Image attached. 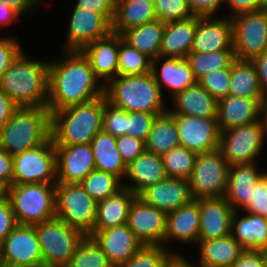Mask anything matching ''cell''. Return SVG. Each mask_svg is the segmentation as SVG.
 Listing matches in <instances>:
<instances>
[{"label":"cell","mask_w":267,"mask_h":267,"mask_svg":"<svg viewBox=\"0 0 267 267\" xmlns=\"http://www.w3.org/2000/svg\"><path fill=\"white\" fill-rule=\"evenodd\" d=\"M64 59L49 61L48 104L50 113L104 96V85L94 74L81 50H65Z\"/></svg>","instance_id":"cell-1"},{"label":"cell","mask_w":267,"mask_h":267,"mask_svg":"<svg viewBox=\"0 0 267 267\" xmlns=\"http://www.w3.org/2000/svg\"><path fill=\"white\" fill-rule=\"evenodd\" d=\"M49 61L31 60L23 51L0 79L1 90L17 105L48 104Z\"/></svg>","instance_id":"cell-2"},{"label":"cell","mask_w":267,"mask_h":267,"mask_svg":"<svg viewBox=\"0 0 267 267\" xmlns=\"http://www.w3.org/2000/svg\"><path fill=\"white\" fill-rule=\"evenodd\" d=\"M104 104L105 95L52 112L51 137L54 144H90L102 130Z\"/></svg>","instance_id":"cell-3"},{"label":"cell","mask_w":267,"mask_h":267,"mask_svg":"<svg viewBox=\"0 0 267 267\" xmlns=\"http://www.w3.org/2000/svg\"><path fill=\"white\" fill-rule=\"evenodd\" d=\"M163 93L152 71L142 75H118L104 86L107 101L127 112L158 115L168 112Z\"/></svg>","instance_id":"cell-4"},{"label":"cell","mask_w":267,"mask_h":267,"mask_svg":"<svg viewBox=\"0 0 267 267\" xmlns=\"http://www.w3.org/2000/svg\"><path fill=\"white\" fill-rule=\"evenodd\" d=\"M51 137V113L47 106H18L0 130V149L10 155L34 148Z\"/></svg>","instance_id":"cell-5"},{"label":"cell","mask_w":267,"mask_h":267,"mask_svg":"<svg viewBox=\"0 0 267 267\" xmlns=\"http://www.w3.org/2000/svg\"><path fill=\"white\" fill-rule=\"evenodd\" d=\"M4 193L18 224L34 226L56 217V184H13Z\"/></svg>","instance_id":"cell-6"},{"label":"cell","mask_w":267,"mask_h":267,"mask_svg":"<svg viewBox=\"0 0 267 267\" xmlns=\"http://www.w3.org/2000/svg\"><path fill=\"white\" fill-rule=\"evenodd\" d=\"M34 226L43 264L50 266L66 267L78 244L86 236L81 230L67 225L57 216Z\"/></svg>","instance_id":"cell-7"},{"label":"cell","mask_w":267,"mask_h":267,"mask_svg":"<svg viewBox=\"0 0 267 267\" xmlns=\"http://www.w3.org/2000/svg\"><path fill=\"white\" fill-rule=\"evenodd\" d=\"M56 216L85 235L93 231L97 202L80 183H56Z\"/></svg>","instance_id":"cell-8"},{"label":"cell","mask_w":267,"mask_h":267,"mask_svg":"<svg viewBox=\"0 0 267 267\" xmlns=\"http://www.w3.org/2000/svg\"><path fill=\"white\" fill-rule=\"evenodd\" d=\"M228 174L229 163L219 148L198 154L188 179L192 198L198 200L223 197L227 189Z\"/></svg>","instance_id":"cell-9"},{"label":"cell","mask_w":267,"mask_h":267,"mask_svg":"<svg viewBox=\"0 0 267 267\" xmlns=\"http://www.w3.org/2000/svg\"><path fill=\"white\" fill-rule=\"evenodd\" d=\"M31 183H57L56 150L52 137L13 156V184Z\"/></svg>","instance_id":"cell-10"},{"label":"cell","mask_w":267,"mask_h":267,"mask_svg":"<svg viewBox=\"0 0 267 267\" xmlns=\"http://www.w3.org/2000/svg\"><path fill=\"white\" fill-rule=\"evenodd\" d=\"M263 118L245 126L220 132L219 149L229 165L255 163L266 141Z\"/></svg>","instance_id":"cell-11"},{"label":"cell","mask_w":267,"mask_h":267,"mask_svg":"<svg viewBox=\"0 0 267 267\" xmlns=\"http://www.w3.org/2000/svg\"><path fill=\"white\" fill-rule=\"evenodd\" d=\"M231 21L235 59L252 61L267 51L266 8L236 15Z\"/></svg>","instance_id":"cell-12"},{"label":"cell","mask_w":267,"mask_h":267,"mask_svg":"<svg viewBox=\"0 0 267 267\" xmlns=\"http://www.w3.org/2000/svg\"><path fill=\"white\" fill-rule=\"evenodd\" d=\"M42 264L35 226L18 224L0 244V267H35Z\"/></svg>","instance_id":"cell-13"},{"label":"cell","mask_w":267,"mask_h":267,"mask_svg":"<svg viewBox=\"0 0 267 267\" xmlns=\"http://www.w3.org/2000/svg\"><path fill=\"white\" fill-rule=\"evenodd\" d=\"M178 129L180 145L197 154L219 148L220 131L217 118L172 114Z\"/></svg>","instance_id":"cell-14"},{"label":"cell","mask_w":267,"mask_h":267,"mask_svg":"<svg viewBox=\"0 0 267 267\" xmlns=\"http://www.w3.org/2000/svg\"><path fill=\"white\" fill-rule=\"evenodd\" d=\"M68 25L63 50H81L85 45L113 32L112 23L104 15L75 6Z\"/></svg>","instance_id":"cell-15"},{"label":"cell","mask_w":267,"mask_h":267,"mask_svg":"<svg viewBox=\"0 0 267 267\" xmlns=\"http://www.w3.org/2000/svg\"><path fill=\"white\" fill-rule=\"evenodd\" d=\"M167 213L136 196L131 203L127 226L144 245L164 246Z\"/></svg>","instance_id":"cell-16"},{"label":"cell","mask_w":267,"mask_h":267,"mask_svg":"<svg viewBox=\"0 0 267 267\" xmlns=\"http://www.w3.org/2000/svg\"><path fill=\"white\" fill-rule=\"evenodd\" d=\"M233 49L231 18L197 16V27L190 53H212Z\"/></svg>","instance_id":"cell-17"},{"label":"cell","mask_w":267,"mask_h":267,"mask_svg":"<svg viewBox=\"0 0 267 267\" xmlns=\"http://www.w3.org/2000/svg\"><path fill=\"white\" fill-rule=\"evenodd\" d=\"M57 183H80L95 161L91 144L55 145Z\"/></svg>","instance_id":"cell-18"},{"label":"cell","mask_w":267,"mask_h":267,"mask_svg":"<svg viewBox=\"0 0 267 267\" xmlns=\"http://www.w3.org/2000/svg\"><path fill=\"white\" fill-rule=\"evenodd\" d=\"M88 236L102 249L113 267L126 263L144 245L127 224L92 231Z\"/></svg>","instance_id":"cell-19"},{"label":"cell","mask_w":267,"mask_h":267,"mask_svg":"<svg viewBox=\"0 0 267 267\" xmlns=\"http://www.w3.org/2000/svg\"><path fill=\"white\" fill-rule=\"evenodd\" d=\"M137 196L166 213L177 210L193 199L187 179L168 176L154 185L147 186Z\"/></svg>","instance_id":"cell-20"},{"label":"cell","mask_w":267,"mask_h":267,"mask_svg":"<svg viewBox=\"0 0 267 267\" xmlns=\"http://www.w3.org/2000/svg\"><path fill=\"white\" fill-rule=\"evenodd\" d=\"M264 99L228 95L218 100L217 124L219 131L249 125L260 120Z\"/></svg>","instance_id":"cell-21"},{"label":"cell","mask_w":267,"mask_h":267,"mask_svg":"<svg viewBox=\"0 0 267 267\" xmlns=\"http://www.w3.org/2000/svg\"><path fill=\"white\" fill-rule=\"evenodd\" d=\"M200 227L198 240H210L231 234L234 209L226 198L199 199Z\"/></svg>","instance_id":"cell-22"},{"label":"cell","mask_w":267,"mask_h":267,"mask_svg":"<svg viewBox=\"0 0 267 267\" xmlns=\"http://www.w3.org/2000/svg\"><path fill=\"white\" fill-rule=\"evenodd\" d=\"M81 51L90 62L96 77L105 86L118 76L119 35L111 33L85 45Z\"/></svg>","instance_id":"cell-23"},{"label":"cell","mask_w":267,"mask_h":267,"mask_svg":"<svg viewBox=\"0 0 267 267\" xmlns=\"http://www.w3.org/2000/svg\"><path fill=\"white\" fill-rule=\"evenodd\" d=\"M200 227L199 199H192L177 210L167 213L164 247L172 239L180 243H198ZM170 241V242H169Z\"/></svg>","instance_id":"cell-24"},{"label":"cell","mask_w":267,"mask_h":267,"mask_svg":"<svg viewBox=\"0 0 267 267\" xmlns=\"http://www.w3.org/2000/svg\"><path fill=\"white\" fill-rule=\"evenodd\" d=\"M151 71L161 90L165 86L171 91V98L197 82L186 59L159 56L152 60Z\"/></svg>","instance_id":"cell-25"},{"label":"cell","mask_w":267,"mask_h":267,"mask_svg":"<svg viewBox=\"0 0 267 267\" xmlns=\"http://www.w3.org/2000/svg\"><path fill=\"white\" fill-rule=\"evenodd\" d=\"M256 163L229 165L228 183L224 197L236 211L252 198L256 181L263 174ZM262 172V173H261Z\"/></svg>","instance_id":"cell-26"},{"label":"cell","mask_w":267,"mask_h":267,"mask_svg":"<svg viewBox=\"0 0 267 267\" xmlns=\"http://www.w3.org/2000/svg\"><path fill=\"white\" fill-rule=\"evenodd\" d=\"M171 114L217 118L218 101L198 82L172 97Z\"/></svg>","instance_id":"cell-27"},{"label":"cell","mask_w":267,"mask_h":267,"mask_svg":"<svg viewBox=\"0 0 267 267\" xmlns=\"http://www.w3.org/2000/svg\"><path fill=\"white\" fill-rule=\"evenodd\" d=\"M166 177L161 155L145 150L127 165L125 178L132 183H124L123 186L138 195L147 186L154 185Z\"/></svg>","instance_id":"cell-28"},{"label":"cell","mask_w":267,"mask_h":267,"mask_svg":"<svg viewBox=\"0 0 267 267\" xmlns=\"http://www.w3.org/2000/svg\"><path fill=\"white\" fill-rule=\"evenodd\" d=\"M197 16L165 22L159 56L186 59L195 37Z\"/></svg>","instance_id":"cell-29"},{"label":"cell","mask_w":267,"mask_h":267,"mask_svg":"<svg viewBox=\"0 0 267 267\" xmlns=\"http://www.w3.org/2000/svg\"><path fill=\"white\" fill-rule=\"evenodd\" d=\"M240 216L234 211L231 222V235L244 249H267V219L261 215L246 212Z\"/></svg>","instance_id":"cell-30"},{"label":"cell","mask_w":267,"mask_h":267,"mask_svg":"<svg viewBox=\"0 0 267 267\" xmlns=\"http://www.w3.org/2000/svg\"><path fill=\"white\" fill-rule=\"evenodd\" d=\"M136 196L134 192L123 186L113 195L97 202L93 231L126 224L131 203Z\"/></svg>","instance_id":"cell-31"},{"label":"cell","mask_w":267,"mask_h":267,"mask_svg":"<svg viewBox=\"0 0 267 267\" xmlns=\"http://www.w3.org/2000/svg\"><path fill=\"white\" fill-rule=\"evenodd\" d=\"M197 267H231L245 250L232 235L210 240H198Z\"/></svg>","instance_id":"cell-32"},{"label":"cell","mask_w":267,"mask_h":267,"mask_svg":"<svg viewBox=\"0 0 267 267\" xmlns=\"http://www.w3.org/2000/svg\"><path fill=\"white\" fill-rule=\"evenodd\" d=\"M93 149L95 168L125 179L127 165L122 160L117 149L116 137L112 134L100 130L91 141Z\"/></svg>","instance_id":"cell-33"},{"label":"cell","mask_w":267,"mask_h":267,"mask_svg":"<svg viewBox=\"0 0 267 267\" xmlns=\"http://www.w3.org/2000/svg\"><path fill=\"white\" fill-rule=\"evenodd\" d=\"M154 4L136 0L116 1L112 31L122 35L125 31L156 20Z\"/></svg>","instance_id":"cell-34"},{"label":"cell","mask_w":267,"mask_h":267,"mask_svg":"<svg viewBox=\"0 0 267 267\" xmlns=\"http://www.w3.org/2000/svg\"><path fill=\"white\" fill-rule=\"evenodd\" d=\"M165 22L158 19L125 31L121 36L131 47L151 60L159 57Z\"/></svg>","instance_id":"cell-35"},{"label":"cell","mask_w":267,"mask_h":267,"mask_svg":"<svg viewBox=\"0 0 267 267\" xmlns=\"http://www.w3.org/2000/svg\"><path fill=\"white\" fill-rule=\"evenodd\" d=\"M245 98H265L258 80L255 64L249 60L235 59L231 63L229 94Z\"/></svg>","instance_id":"cell-36"},{"label":"cell","mask_w":267,"mask_h":267,"mask_svg":"<svg viewBox=\"0 0 267 267\" xmlns=\"http://www.w3.org/2000/svg\"><path fill=\"white\" fill-rule=\"evenodd\" d=\"M145 145L146 151L159 155L180 145L175 119L169 111L156 116Z\"/></svg>","instance_id":"cell-37"},{"label":"cell","mask_w":267,"mask_h":267,"mask_svg":"<svg viewBox=\"0 0 267 267\" xmlns=\"http://www.w3.org/2000/svg\"><path fill=\"white\" fill-rule=\"evenodd\" d=\"M186 60L194 78L198 80L213 70L231 68L235 56L234 50H220L212 53H189Z\"/></svg>","instance_id":"cell-38"},{"label":"cell","mask_w":267,"mask_h":267,"mask_svg":"<svg viewBox=\"0 0 267 267\" xmlns=\"http://www.w3.org/2000/svg\"><path fill=\"white\" fill-rule=\"evenodd\" d=\"M124 182L111 173L92 170L80 184L84 187L85 191L96 201L106 199L113 195L123 187Z\"/></svg>","instance_id":"cell-39"},{"label":"cell","mask_w":267,"mask_h":267,"mask_svg":"<svg viewBox=\"0 0 267 267\" xmlns=\"http://www.w3.org/2000/svg\"><path fill=\"white\" fill-rule=\"evenodd\" d=\"M152 60L126 43L119 35L118 75H142L151 72Z\"/></svg>","instance_id":"cell-40"},{"label":"cell","mask_w":267,"mask_h":267,"mask_svg":"<svg viewBox=\"0 0 267 267\" xmlns=\"http://www.w3.org/2000/svg\"><path fill=\"white\" fill-rule=\"evenodd\" d=\"M197 153L182 145L176 146L161 155L168 177L189 179L196 162Z\"/></svg>","instance_id":"cell-41"},{"label":"cell","mask_w":267,"mask_h":267,"mask_svg":"<svg viewBox=\"0 0 267 267\" xmlns=\"http://www.w3.org/2000/svg\"><path fill=\"white\" fill-rule=\"evenodd\" d=\"M66 267H113L108 257L88 235L78 244Z\"/></svg>","instance_id":"cell-42"},{"label":"cell","mask_w":267,"mask_h":267,"mask_svg":"<svg viewBox=\"0 0 267 267\" xmlns=\"http://www.w3.org/2000/svg\"><path fill=\"white\" fill-rule=\"evenodd\" d=\"M176 252L159 245H143L120 267H164Z\"/></svg>","instance_id":"cell-43"},{"label":"cell","mask_w":267,"mask_h":267,"mask_svg":"<svg viewBox=\"0 0 267 267\" xmlns=\"http://www.w3.org/2000/svg\"><path fill=\"white\" fill-rule=\"evenodd\" d=\"M156 18L162 22L189 19L194 15L188 0H155Z\"/></svg>","instance_id":"cell-44"},{"label":"cell","mask_w":267,"mask_h":267,"mask_svg":"<svg viewBox=\"0 0 267 267\" xmlns=\"http://www.w3.org/2000/svg\"><path fill=\"white\" fill-rule=\"evenodd\" d=\"M197 82L218 101L229 94L230 68L213 70Z\"/></svg>","instance_id":"cell-45"},{"label":"cell","mask_w":267,"mask_h":267,"mask_svg":"<svg viewBox=\"0 0 267 267\" xmlns=\"http://www.w3.org/2000/svg\"><path fill=\"white\" fill-rule=\"evenodd\" d=\"M126 125L127 111L113 105L105 97L102 129L114 137H119L126 134Z\"/></svg>","instance_id":"cell-46"},{"label":"cell","mask_w":267,"mask_h":267,"mask_svg":"<svg viewBox=\"0 0 267 267\" xmlns=\"http://www.w3.org/2000/svg\"><path fill=\"white\" fill-rule=\"evenodd\" d=\"M158 114L146 112H127L126 135L146 143L154 119Z\"/></svg>","instance_id":"cell-47"},{"label":"cell","mask_w":267,"mask_h":267,"mask_svg":"<svg viewBox=\"0 0 267 267\" xmlns=\"http://www.w3.org/2000/svg\"><path fill=\"white\" fill-rule=\"evenodd\" d=\"M242 210L267 217V174L265 172L256 181L252 198H250Z\"/></svg>","instance_id":"cell-48"},{"label":"cell","mask_w":267,"mask_h":267,"mask_svg":"<svg viewBox=\"0 0 267 267\" xmlns=\"http://www.w3.org/2000/svg\"><path fill=\"white\" fill-rule=\"evenodd\" d=\"M116 145L126 165H129L146 150L145 142L126 134L116 137Z\"/></svg>","instance_id":"cell-49"},{"label":"cell","mask_w":267,"mask_h":267,"mask_svg":"<svg viewBox=\"0 0 267 267\" xmlns=\"http://www.w3.org/2000/svg\"><path fill=\"white\" fill-rule=\"evenodd\" d=\"M18 41L13 37H0V79L3 73L23 51Z\"/></svg>","instance_id":"cell-50"},{"label":"cell","mask_w":267,"mask_h":267,"mask_svg":"<svg viewBox=\"0 0 267 267\" xmlns=\"http://www.w3.org/2000/svg\"><path fill=\"white\" fill-rule=\"evenodd\" d=\"M17 225L9 198L3 192L0 194V244Z\"/></svg>","instance_id":"cell-51"},{"label":"cell","mask_w":267,"mask_h":267,"mask_svg":"<svg viewBox=\"0 0 267 267\" xmlns=\"http://www.w3.org/2000/svg\"><path fill=\"white\" fill-rule=\"evenodd\" d=\"M75 7L100 13L112 23L115 15L116 0H77Z\"/></svg>","instance_id":"cell-52"},{"label":"cell","mask_w":267,"mask_h":267,"mask_svg":"<svg viewBox=\"0 0 267 267\" xmlns=\"http://www.w3.org/2000/svg\"><path fill=\"white\" fill-rule=\"evenodd\" d=\"M231 267H267L266 252L245 249Z\"/></svg>","instance_id":"cell-53"},{"label":"cell","mask_w":267,"mask_h":267,"mask_svg":"<svg viewBox=\"0 0 267 267\" xmlns=\"http://www.w3.org/2000/svg\"><path fill=\"white\" fill-rule=\"evenodd\" d=\"M267 0H225V4L230 8L229 18L236 15L256 11L265 8Z\"/></svg>","instance_id":"cell-54"},{"label":"cell","mask_w":267,"mask_h":267,"mask_svg":"<svg viewBox=\"0 0 267 267\" xmlns=\"http://www.w3.org/2000/svg\"><path fill=\"white\" fill-rule=\"evenodd\" d=\"M225 0H188V4L196 16H215Z\"/></svg>","instance_id":"cell-55"},{"label":"cell","mask_w":267,"mask_h":267,"mask_svg":"<svg viewBox=\"0 0 267 267\" xmlns=\"http://www.w3.org/2000/svg\"><path fill=\"white\" fill-rule=\"evenodd\" d=\"M13 185V155L0 149V187L5 190Z\"/></svg>","instance_id":"cell-56"},{"label":"cell","mask_w":267,"mask_h":267,"mask_svg":"<svg viewBox=\"0 0 267 267\" xmlns=\"http://www.w3.org/2000/svg\"><path fill=\"white\" fill-rule=\"evenodd\" d=\"M252 62L255 64L257 73L259 86L263 92V94L267 95V51L262 54L256 56Z\"/></svg>","instance_id":"cell-57"},{"label":"cell","mask_w":267,"mask_h":267,"mask_svg":"<svg viewBox=\"0 0 267 267\" xmlns=\"http://www.w3.org/2000/svg\"><path fill=\"white\" fill-rule=\"evenodd\" d=\"M15 10L20 16L30 14L33 10H37L40 2L38 0H0ZM31 11V12H30Z\"/></svg>","instance_id":"cell-58"},{"label":"cell","mask_w":267,"mask_h":267,"mask_svg":"<svg viewBox=\"0 0 267 267\" xmlns=\"http://www.w3.org/2000/svg\"><path fill=\"white\" fill-rule=\"evenodd\" d=\"M18 106L0 88V130Z\"/></svg>","instance_id":"cell-59"},{"label":"cell","mask_w":267,"mask_h":267,"mask_svg":"<svg viewBox=\"0 0 267 267\" xmlns=\"http://www.w3.org/2000/svg\"><path fill=\"white\" fill-rule=\"evenodd\" d=\"M21 17L15 10L9 7L6 3L0 2V25L7 26L12 24Z\"/></svg>","instance_id":"cell-60"},{"label":"cell","mask_w":267,"mask_h":267,"mask_svg":"<svg viewBox=\"0 0 267 267\" xmlns=\"http://www.w3.org/2000/svg\"><path fill=\"white\" fill-rule=\"evenodd\" d=\"M164 267H197L190 263L186 257L175 254Z\"/></svg>","instance_id":"cell-61"},{"label":"cell","mask_w":267,"mask_h":267,"mask_svg":"<svg viewBox=\"0 0 267 267\" xmlns=\"http://www.w3.org/2000/svg\"><path fill=\"white\" fill-rule=\"evenodd\" d=\"M262 118L264 120L265 129H266V132H267V95H266L265 99L262 102Z\"/></svg>","instance_id":"cell-62"},{"label":"cell","mask_w":267,"mask_h":267,"mask_svg":"<svg viewBox=\"0 0 267 267\" xmlns=\"http://www.w3.org/2000/svg\"><path fill=\"white\" fill-rule=\"evenodd\" d=\"M116 1H131V0H116ZM138 3H143L144 1L148 2V3H155V0H136Z\"/></svg>","instance_id":"cell-63"},{"label":"cell","mask_w":267,"mask_h":267,"mask_svg":"<svg viewBox=\"0 0 267 267\" xmlns=\"http://www.w3.org/2000/svg\"><path fill=\"white\" fill-rule=\"evenodd\" d=\"M35 267H56V266H50V265L42 264V265L35 266Z\"/></svg>","instance_id":"cell-64"},{"label":"cell","mask_w":267,"mask_h":267,"mask_svg":"<svg viewBox=\"0 0 267 267\" xmlns=\"http://www.w3.org/2000/svg\"><path fill=\"white\" fill-rule=\"evenodd\" d=\"M4 192V190L0 187V194H2Z\"/></svg>","instance_id":"cell-65"}]
</instances>
